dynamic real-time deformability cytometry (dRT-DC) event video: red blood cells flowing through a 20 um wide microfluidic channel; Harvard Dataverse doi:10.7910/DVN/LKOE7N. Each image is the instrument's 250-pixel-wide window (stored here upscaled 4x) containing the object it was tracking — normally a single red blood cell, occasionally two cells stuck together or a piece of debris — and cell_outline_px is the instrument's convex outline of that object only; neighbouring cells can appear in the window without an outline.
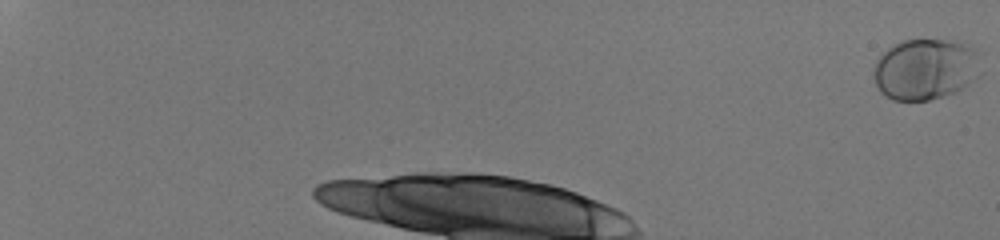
{"species": "human", "species_latin": "Homo sapiens", "temperature_condition": "room temperature", "stored_images_in_passage": 9, "camera_frame_rate_fps": 3000, "um_per_image_px": 0.085, "donor": {"sex": "male"}, "frame": {"image": 1, "passage_image": 1, "time_ms": 0.0, "image_size_px": [1000, 240], "cell_outline_px": [[984, 72], [980, 76], [956, 92], [928, 100], [892, 100], [880, 92], [872, 76], [872, 68], [876, 60], [892, 44], [904, 40], [944, 40], [968, 44], [976, 48]], "centroid_in_image_um": [78.68, 5.88], "position_along_channel_um": 6.3, "area_um2": 38.84}}